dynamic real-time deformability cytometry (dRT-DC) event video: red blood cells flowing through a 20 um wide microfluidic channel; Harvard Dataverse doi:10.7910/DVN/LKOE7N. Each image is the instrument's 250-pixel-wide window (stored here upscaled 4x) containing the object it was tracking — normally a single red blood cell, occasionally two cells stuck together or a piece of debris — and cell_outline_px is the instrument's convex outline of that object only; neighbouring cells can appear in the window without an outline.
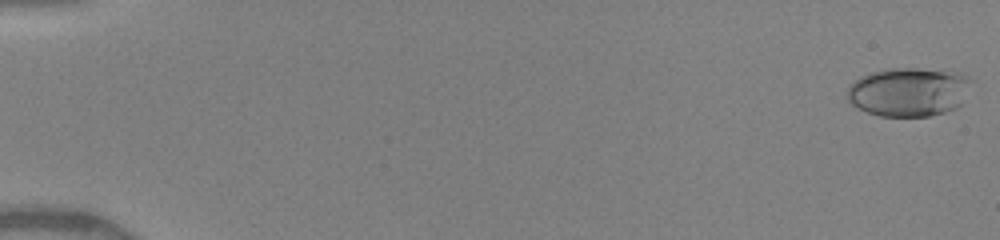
{"species": "human", "species_latin": "Homo sapiens", "temperature_condition": "warm", "stored_images_in_passage": 50, "camera_frame_rate_fps": 3000, "um_per_image_px": 0.085, "donor": {"sex": "female"}, "frame": {"image": 1, "passage_image": 1, "time_ms": 0.0, "image_size_px": [1000, 240], "cell_outline_px": [[972, 80], [960, 104], [956, 108], [944, 112], [928, 116], [880, 116], [868, 112], [852, 104], [848, 100], [848, 88], [860, 76], [884, 68], [916, 68], [960, 72], [968, 76]], "centroid_in_image_um": [77.25, 7.79], "position_along_channel_um": 7.8, "area_um2": 35.2}}
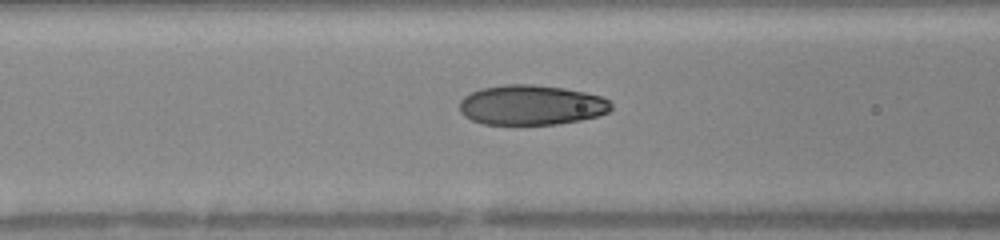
{"frame": {"image": 2, "passage_image": 22, "time_ms": 7.0, "image_size_px": [1000, 240], "cell_outline_px": [[612, 108], [608, 112], [596, 116], [580, 120], [556, 124], [484, 124], [472, 120], [464, 116], [460, 112], [460, 100], [464, 96], [480, 88], [504, 84], [532, 84], [564, 88], [584, 92], [600, 96], [608, 100], [612, 104]], "centroid_in_image_um": [45.14, 8.92], "position_along_channel_um": 121.5, "area_um2": 35.32}}
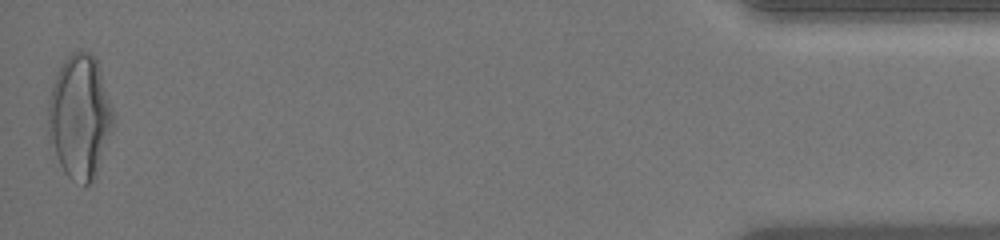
{"frame": {"image": 3, "passage_image": 50, "time_ms": 16.333, "image_size_px": [1000, 240], "cell_outline_px": [[112, 124], [96, 180], [88, 184], [84, 184], [72, 180], [64, 172], [48, 140], [48, 100], [56, 76], [64, 60], [72, 52], [80, 48], [92, 52], [96, 56], [112, 108]], "centroid_in_image_um": [6.76, 9.91], "position_along_channel_um": 428.4, "area_um2": 46.88}, "authors_computed_cell_mechanics": {"area_um2": 35.1424, "velocity_mm_per_s": 4.1282, "shape_relaxation_time_tau1_ms": 5.6696, "shape_relaxation_time_tau2_ms": 0.8155, "deformation_change_tau1": 0.2313, "deformation_change_tau2": 0.0574}}